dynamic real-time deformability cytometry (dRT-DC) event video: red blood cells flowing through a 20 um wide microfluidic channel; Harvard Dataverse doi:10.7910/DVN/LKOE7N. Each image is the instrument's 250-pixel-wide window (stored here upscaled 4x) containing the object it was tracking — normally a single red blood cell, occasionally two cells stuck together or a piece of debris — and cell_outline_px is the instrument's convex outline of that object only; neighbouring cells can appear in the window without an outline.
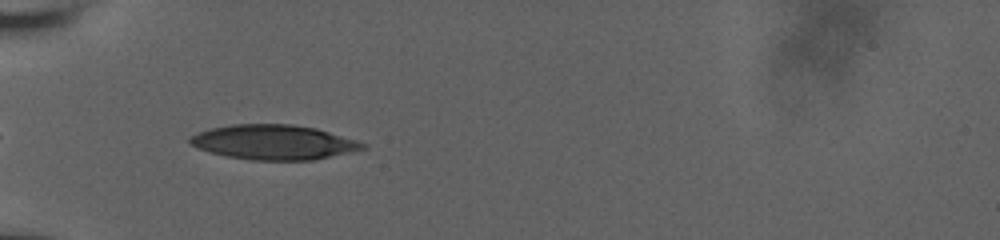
{"species": "human", "species_latin": "Homo sapiens", "temperature_condition": "room temperature", "stored_images_in_passage": 3, "camera_frame_rate_fps": 3000, "um_per_image_px": 0.085, "donor": {"sex": "male"}, "frame": {"image": 1, "passage_image": 2, "time_ms": 0.333, "image_size_px": [1000, 240], "cell_outline_px": [[368, 148], [312, 160], [252, 160], [224, 156], [200, 148], [192, 144], [188, 140], [188, 136], [212, 128], [232, 124], [292, 124], [316, 128], [356, 140], [368, 144]], "centroid_in_image_um": [23.28, 12.09], "position_along_channel_um": 61.7, "area_um2": 34.8}}